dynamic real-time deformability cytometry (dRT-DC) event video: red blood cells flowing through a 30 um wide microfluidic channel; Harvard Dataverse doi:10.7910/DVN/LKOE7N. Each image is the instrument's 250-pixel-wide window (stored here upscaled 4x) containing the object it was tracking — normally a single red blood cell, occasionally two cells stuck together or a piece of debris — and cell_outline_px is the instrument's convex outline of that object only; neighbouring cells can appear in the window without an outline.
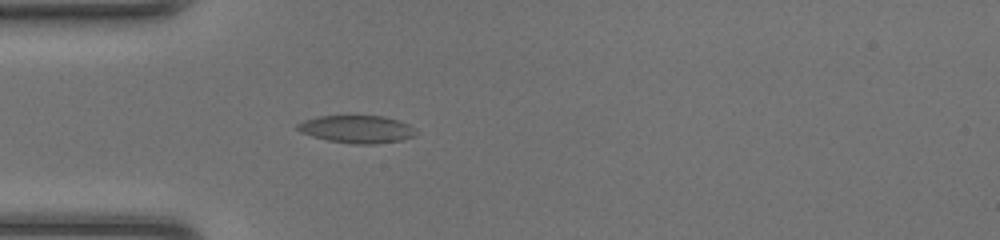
{"species": "common noctule bat (a hibernating species)", "species_latin": "Nyctalus noctula", "temperature_condition": "room temperature", "stored_images_in_passage": 36, "camera_frame_rate_fps": 3000, "um_per_image_px": 0.085, "animal": {"sex": "female", "body_mass_g": 20.0, "forearm_length_mm": 54.0}, "frame": {"image": 1, "passage_image": 5, "time_ms": 1.333, "image_size_px": [1000, 240], "cell_outline_px": [[416, 136], [400, 140], [376, 144], [352, 144], [328, 140], [312, 136], [300, 132], [296, 128], [296, 124], [304, 120], [320, 116], [384, 116], [408, 124], [416, 132]], "centroid_in_image_um": [30.31, 10.99], "position_along_channel_um": 54.7, "area_um2": 18.96}}
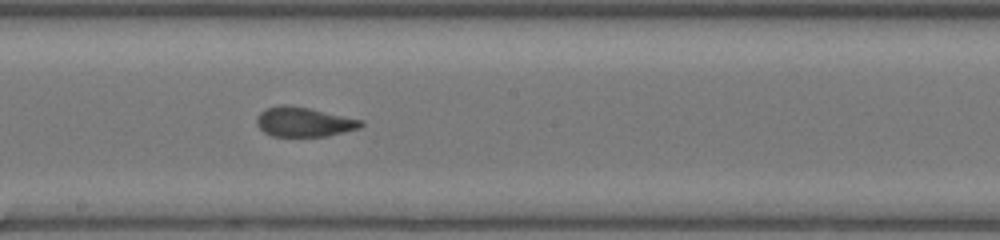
{"frame": {"image": 2, "passage_image": 17, "time_ms": 5.333, "image_size_px": [1000, 240], "cell_outline_px": [[364, 124], [360, 128], [328, 136], [272, 136], [264, 132], [256, 124], [256, 120], [260, 112], [264, 108], [280, 104], [288, 104], [308, 108], [364, 120]], "centroid_in_image_um": [25.82, 10.35], "position_along_channel_um": 222.4, "area_um2": 18.09}}
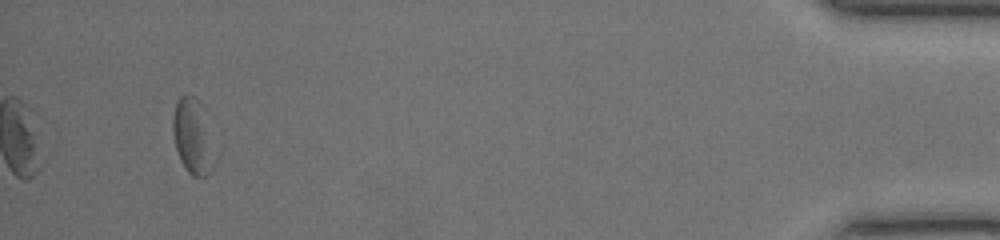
{"frame": {"image": 3, "passage_image": 36, "time_ms": 11.667, "image_size_px": [1000, 240], "cell_outline_px": [[216, 160], [208, 176], [200, 180], [192, 176], [188, 172], [180, 160], [176, 148], [172, 132], [172, 116], [176, 100], [180, 96], [196, 96], [200, 100], [204, 108], [216, 156]], "centroid_in_image_um": [16.41, 11.63], "position_along_channel_um": 418.8, "area_um2": 19.07}, "authors_computed_cell_mechanics": {"area_um2": 18.0336, "velocity_mm_per_s": 4.3239, "shape_relaxation_time_tau1_ms": null, "shape_relaxation_time_tau2_ms": 1.4573, "deformation_change_tau1": null, "deformation_change_tau2": 0.0923}}